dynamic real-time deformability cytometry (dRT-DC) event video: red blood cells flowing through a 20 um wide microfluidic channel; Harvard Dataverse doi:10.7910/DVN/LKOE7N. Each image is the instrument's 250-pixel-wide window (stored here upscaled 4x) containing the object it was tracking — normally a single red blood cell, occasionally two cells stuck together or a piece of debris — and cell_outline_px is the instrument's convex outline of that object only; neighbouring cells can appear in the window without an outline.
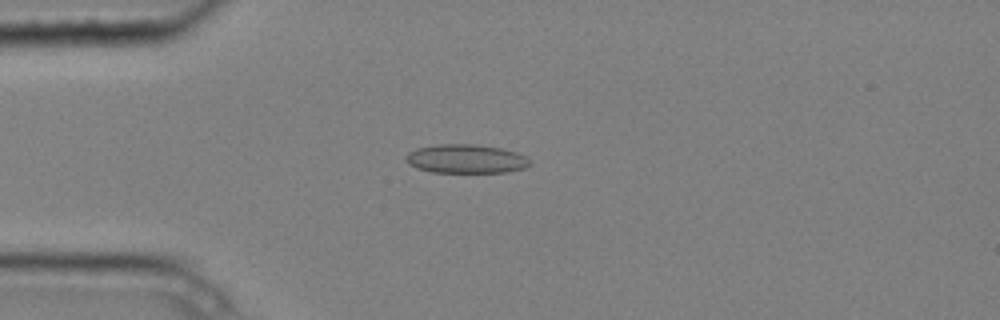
{"species": "common noctule bat (a hibernating species)", "species_latin": "Nyctalus noctula", "temperature_condition": "cold", "stored_images_in_passage": 6, "camera_frame_rate_fps": 3000, "um_per_image_px": 0.085, "animal": {"sex": "male", "body_mass_g": 20.4}, "frame": {"image": 1, "passage_image": 4, "time_ms": 1.0, "image_size_px": [1000, 320], "cell_outline_px": [[528, 164], [524, 168], [504, 172], [432, 172], [416, 168], [408, 164], [404, 160], [404, 156], [408, 152], [416, 148], [436, 144], [476, 144], [500, 148], [516, 152], [524, 156], [528, 160]], "centroid_in_image_um": [39.51, 13.49], "position_along_channel_um": 45.5, "area_um2": 20.81}}
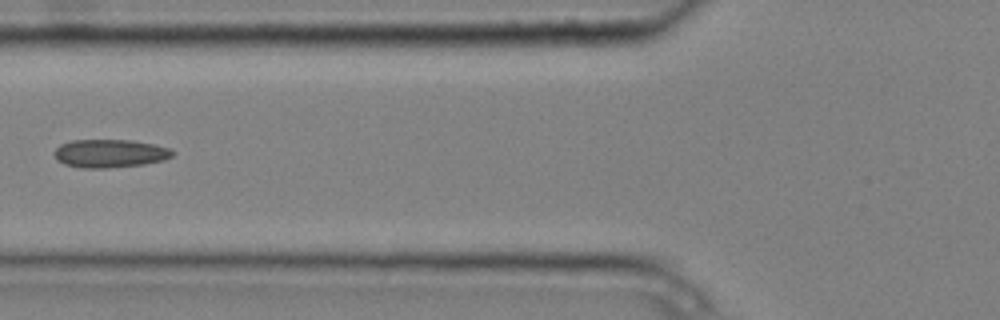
{"frame": {"image": 2, "passage_image": 6, "time_ms": 1.667, "image_size_px": [1000, 320], "cell_outline_px": [[176, 152], [172, 156], [164, 160], [144, 164], [108, 168], [80, 168], [64, 164], [56, 160], [56, 148], [60, 144], [72, 140], [132, 140], [172, 148]], "centroid_in_image_um": [9.37, 13.04], "position_along_channel_um": 116.4, "area_um2": 19.54}}